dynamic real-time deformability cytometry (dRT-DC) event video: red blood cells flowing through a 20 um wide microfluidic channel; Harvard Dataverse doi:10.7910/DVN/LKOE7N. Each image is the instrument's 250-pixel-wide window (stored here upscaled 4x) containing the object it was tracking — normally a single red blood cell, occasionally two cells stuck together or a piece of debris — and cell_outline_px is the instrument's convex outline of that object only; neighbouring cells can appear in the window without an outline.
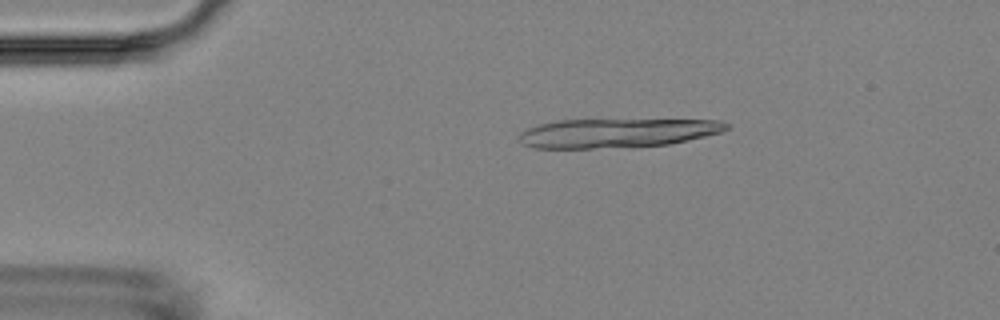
{"species": "Egyptian fruit bat (a non-hibernating species)", "species_latin": "Rousettus aegyptiacus", "temperature_condition": "room temperature", "stored_images_in_passage": 6, "camera_frame_rate_fps": 3000, "um_per_image_px": 0.085, "animal": {"sex": "female"}, "frame": {"image": 1, "passage_image": 3, "time_ms": 2.0, "image_size_px": [1000, 320], "cell_outline_px": [[732, 128], [720, 132], [688, 140], [668, 144], [592, 148], [532, 148], [524, 144], [520, 140], [520, 132], [536, 124], [556, 120], [720, 120], [728, 124]], "centroid_in_image_um": [52.41, 11.29], "position_along_channel_um": 32.6, "area_um2": 34.8}}